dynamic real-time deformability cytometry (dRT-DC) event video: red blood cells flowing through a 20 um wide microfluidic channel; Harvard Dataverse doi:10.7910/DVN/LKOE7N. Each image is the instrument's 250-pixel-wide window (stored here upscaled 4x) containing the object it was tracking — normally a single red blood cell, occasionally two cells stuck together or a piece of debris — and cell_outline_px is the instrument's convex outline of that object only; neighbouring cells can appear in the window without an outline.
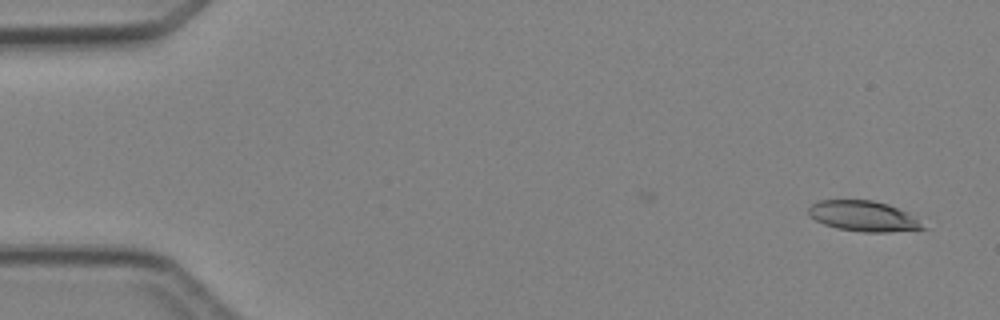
{"species": "Egyptian fruit bat (a non-hibernating species)", "species_latin": "Rousettus aegyptiacus", "temperature_condition": "cold", "stored_images_in_passage": 2, "camera_frame_rate_fps": 3000, "um_per_image_px": 0.085, "animal": {"sex": "female"}, "frame": {"image": 1, "passage_image": 2, "time_ms": 2.0, "image_size_px": [1000, 320], "cell_outline_px": [[928, 228], [888, 232], [864, 232], [836, 228], [824, 224], [808, 216], [808, 208], [812, 204], [820, 200], [872, 200], [888, 204], [908, 212]], "centroid_in_image_um": [73.38, 18.37], "position_along_channel_um": 11.6, "area_um2": 20.29}}